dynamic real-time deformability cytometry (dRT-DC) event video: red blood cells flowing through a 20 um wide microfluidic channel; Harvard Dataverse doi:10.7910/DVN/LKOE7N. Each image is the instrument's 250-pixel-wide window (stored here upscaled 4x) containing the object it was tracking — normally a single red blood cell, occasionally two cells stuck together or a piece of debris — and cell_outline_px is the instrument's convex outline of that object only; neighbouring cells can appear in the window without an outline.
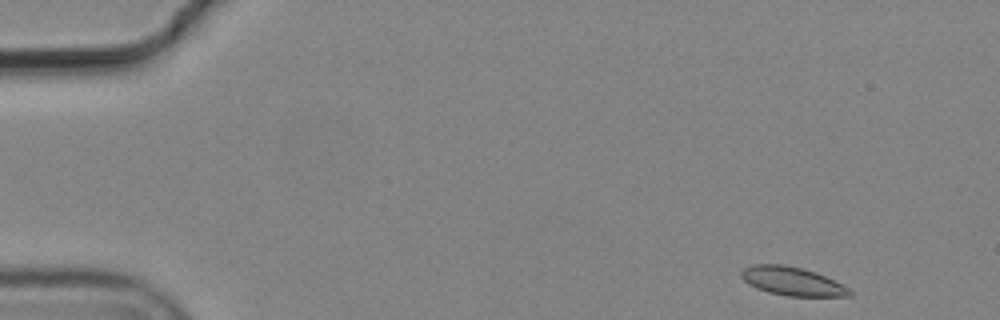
{"species": "common noctule bat (a hibernating species)", "species_latin": "Nyctalus noctula", "temperature_condition": "cold", "stored_images_in_passage": 5, "camera_frame_rate_fps": 3000, "um_per_image_px": 0.085, "animal": {"sex": "male", "body_mass_g": 19.2, "forearm_length_mm": 51.8}, "frame": {"image": 1, "passage_image": 1, "time_ms": 0.0, "image_size_px": [1000, 320], "cell_outline_px": [[852, 296], [788, 296], [768, 292], [756, 288], [748, 284], [740, 276], [740, 272], [744, 268], [752, 264], [780, 264], [804, 268], [816, 272], [848, 288], [852, 292]], "centroid_in_image_um": [67.29, 23.9], "position_along_channel_um": 17.7, "area_um2": 17.98}}
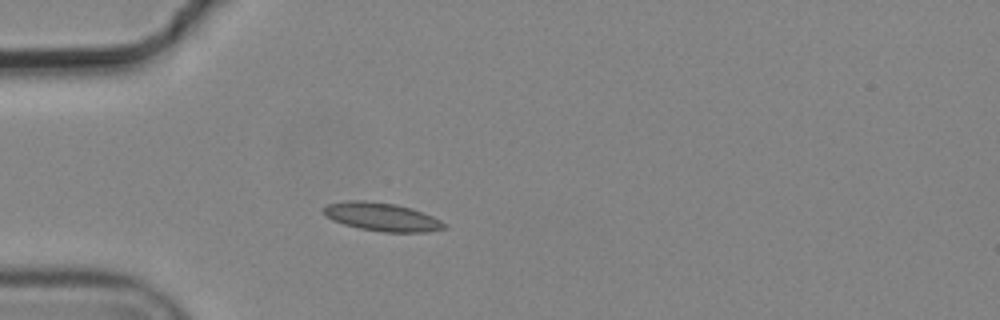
{"frame": {"image": 2, "passage_image": 4, "time_ms": 1.0, "image_size_px": [1000, 320], "cell_outline_px": [[448, 228], [424, 232], [380, 232], [360, 228], [344, 224], [332, 220], [324, 216], [324, 208], [328, 204], [348, 200], [364, 200], [396, 204], [412, 208], [424, 212], [440, 220]], "centroid_in_image_um": [32.46, 18.43], "position_along_channel_um": 52.5, "area_um2": 19.94}}